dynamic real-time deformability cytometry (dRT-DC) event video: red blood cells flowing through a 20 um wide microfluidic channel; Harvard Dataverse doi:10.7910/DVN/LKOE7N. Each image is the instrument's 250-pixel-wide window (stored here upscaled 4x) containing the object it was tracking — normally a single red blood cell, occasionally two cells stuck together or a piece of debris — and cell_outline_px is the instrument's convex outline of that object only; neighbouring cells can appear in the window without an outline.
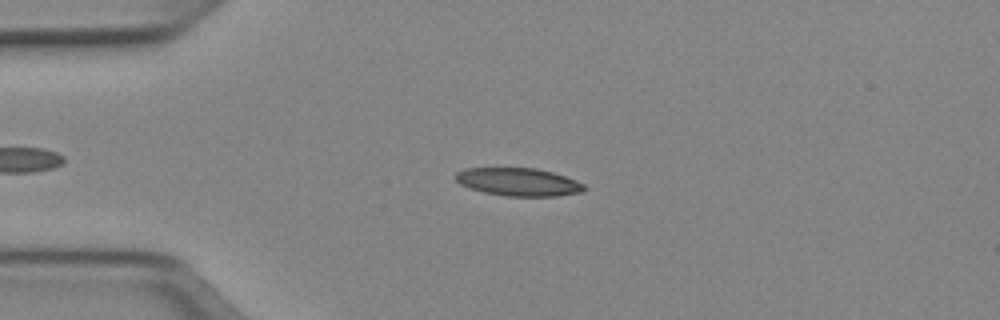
{"species": "Egyptian fruit bat (a non-hibernating species)", "species_latin": "Rousettus aegyptiacus", "temperature_condition": "cold", "stored_images_in_passage": 37, "camera_frame_rate_fps": 3000, "um_per_image_px": 0.085, "animal": {"sex": "female"}, "frame": {"image": 1, "passage_image": 2, "time_ms": 0.333, "image_size_px": [1000, 320], "cell_outline_px": [[584, 188], [580, 192], [556, 196], [508, 196], [484, 192], [468, 188], [460, 184], [452, 176], [456, 172], [464, 168], [536, 168], [552, 172], [564, 176], [584, 184]], "centroid_in_image_um": [43.99, 15.46], "position_along_channel_um": 41.0, "area_um2": 20.87}}
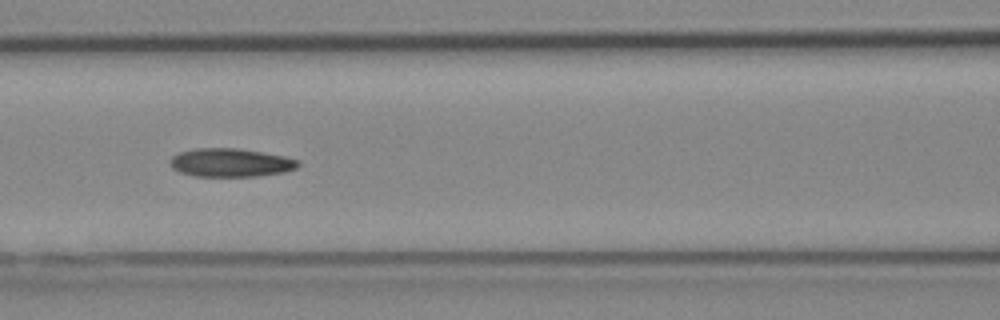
{"frame": {"image": 2, "passage_image": 12, "time_ms": 3.667, "image_size_px": [1000, 320], "cell_outline_px": [[300, 164], [296, 168], [284, 172], [256, 176], [196, 176], [180, 172], [172, 168], [168, 164], [168, 160], [172, 156], [180, 152], [196, 148], [240, 148], [284, 156], [300, 160]], "centroid_in_image_um": [19.58, 13.82], "position_along_channel_um": 147.0, "area_um2": 21.33}}
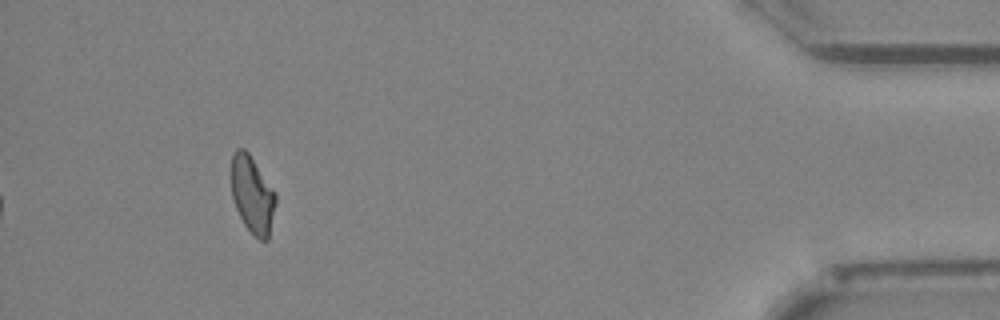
{"frame": {"image": 3, "passage_image": 37, "time_ms": 12.0, "image_size_px": [1000, 320], "cell_outline_px": [[276, 204], [268, 240], [260, 240], [244, 224], [236, 208], [232, 196], [232, 152], [236, 148], [244, 148], [248, 152], [276, 192]], "centroid_in_image_um": [21.46, 16.52], "position_along_channel_um": 413.7, "area_um2": 19.83}, "authors_computed_cell_mechanics": {"area_um2": 20.808, "velocity_mm_per_s": 3.9662, "shape_relaxation_time_tau1_ms": 7.6719, "shape_relaxation_time_tau2_ms": 5.1401, "deformation_change_tau1": 0.1896, "deformation_change_tau2": 0.1306}}